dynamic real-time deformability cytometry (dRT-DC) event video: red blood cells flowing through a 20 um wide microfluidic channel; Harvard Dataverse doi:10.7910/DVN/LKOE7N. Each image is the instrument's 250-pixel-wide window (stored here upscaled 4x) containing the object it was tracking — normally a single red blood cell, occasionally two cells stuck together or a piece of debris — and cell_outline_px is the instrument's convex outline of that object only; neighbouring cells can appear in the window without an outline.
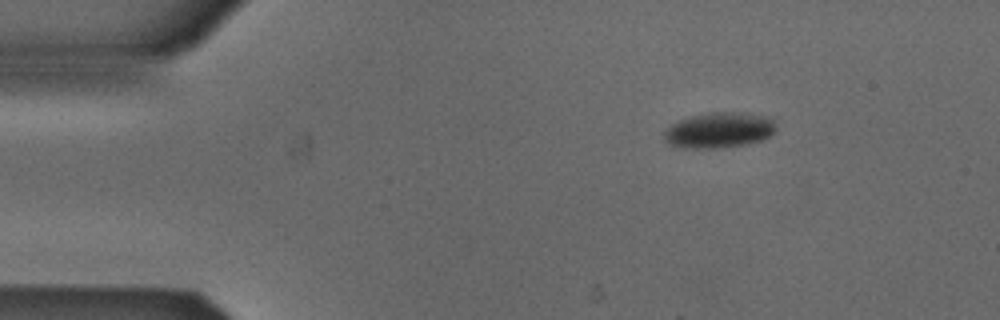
{"species": "Egyptian fruit bat (a non-hibernating species)", "species_latin": "Rousettus aegyptiacus", "temperature_condition": "cold", "stored_images_in_passage": 46, "camera_frame_rate_fps": 3000, "um_per_image_px": 0.085, "animal": {"sex": "male"}, "frame": {"image": 1, "passage_image": 1, "time_ms": 0.0, "image_size_px": [1000, 320], "cell_outline_px": [[776, 128], [768, 136], [760, 140], [744, 144], [712, 148], [684, 148], [668, 144], [664, 140], [664, 132], [672, 124], [680, 120], [692, 116], [712, 112], [732, 112], [764, 116], [772, 120]], "centroid_in_image_um": [61.07, 11.07], "position_along_channel_um": 23.9, "area_um2": 22.6}}
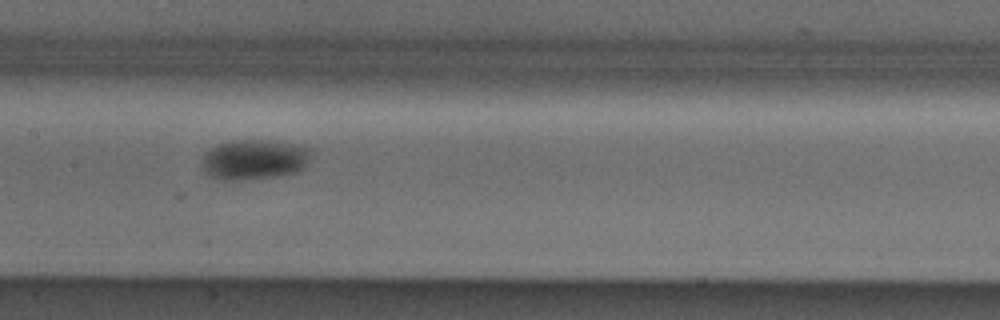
{"frame": {"image": 2, "passage_image": 19, "time_ms": 6.0, "image_size_px": [1000, 320], "cell_outline_px": [[312, 152], [308, 164], [304, 168], [296, 172], [280, 176], [244, 180], [220, 180], [208, 176], [204, 172], [204, 156], [212, 148], [220, 144], [232, 140], [276, 140], [300, 144], [312, 148]], "centroid_in_image_um": [21.71, 13.56], "position_along_channel_um": 185.7, "area_um2": 25.95}}
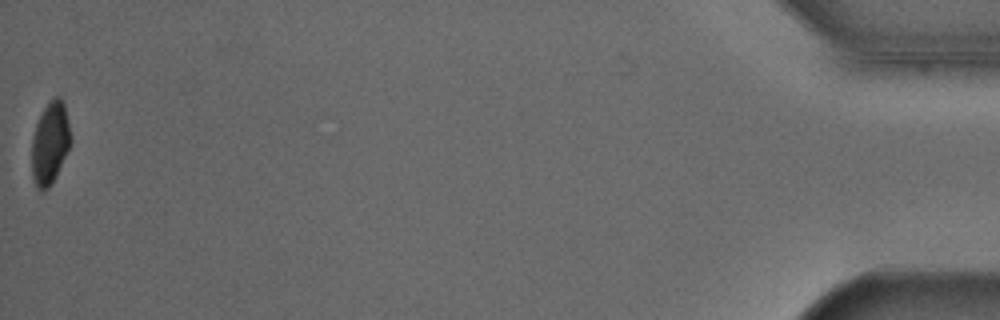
{"frame": {"image": 3, "passage_image": 46, "time_ms": 15.0, "image_size_px": [1000, 320], "cell_outline_px": [[72, 140], [56, 176], [52, 184], [44, 192], [40, 192], [36, 188], [32, 176], [32, 140], [36, 124], [44, 108], [52, 96], [60, 96], [64, 104]], "centroid_in_image_um": [4.25, 12.19], "position_along_channel_um": 431.0, "area_um2": 18.73}}